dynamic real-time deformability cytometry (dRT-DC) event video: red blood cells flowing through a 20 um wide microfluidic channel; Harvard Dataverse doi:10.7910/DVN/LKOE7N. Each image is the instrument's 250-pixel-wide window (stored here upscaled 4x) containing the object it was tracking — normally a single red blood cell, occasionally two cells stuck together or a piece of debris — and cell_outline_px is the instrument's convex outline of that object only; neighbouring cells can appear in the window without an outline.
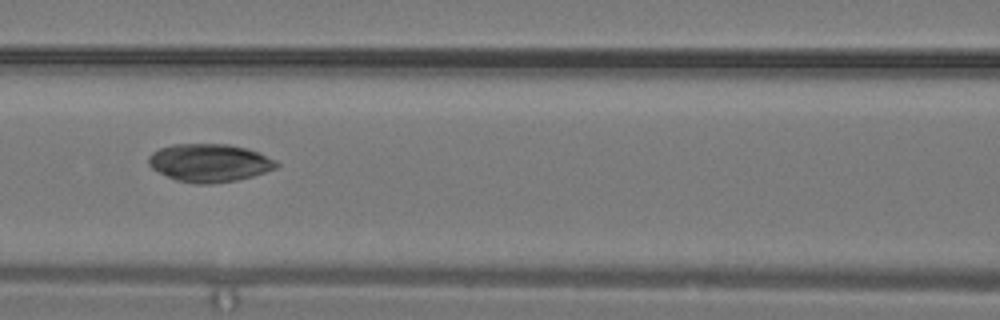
{"species": "common noctule bat (a hibernating species)", "species_latin": "Nyctalus noctula", "temperature_condition": "warm", "stored_images_in_passage": 3, "camera_frame_rate_fps": 3000, "um_per_image_px": 0.085, "animal": {"sex": "male", "body_mass_g": 19.2, "forearm_length_mm": 51.8}, "frame": {"image": 1, "passage_image": 3, "time_ms": 0.667, "image_size_px": [1000, 320], "cell_outline_px": [[280, 164], [276, 168], [252, 176], [236, 180], [208, 184], [196, 184], [176, 180], [152, 168], [148, 164], [148, 156], [152, 152], [160, 148], [172, 144], [228, 144], [244, 148], [256, 152], [276, 160]], "centroid_in_image_um": [17.78, 13.84], "position_along_channel_um": 148.8, "area_um2": 28.09}}